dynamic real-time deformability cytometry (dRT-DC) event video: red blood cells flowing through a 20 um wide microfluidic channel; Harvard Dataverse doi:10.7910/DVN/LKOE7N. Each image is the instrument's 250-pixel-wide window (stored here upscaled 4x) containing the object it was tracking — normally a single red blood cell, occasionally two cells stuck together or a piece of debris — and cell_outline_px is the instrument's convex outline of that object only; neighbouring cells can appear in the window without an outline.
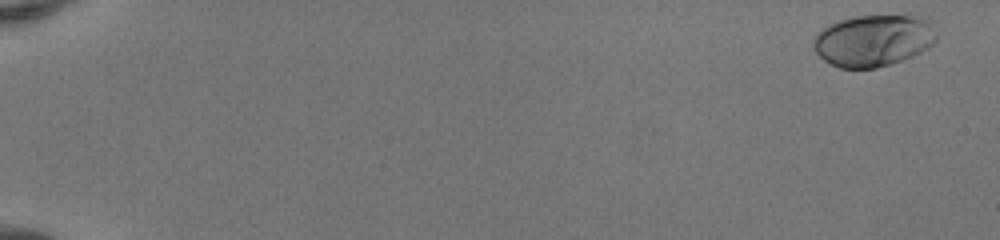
{"species": "human", "species_latin": "Homo sapiens", "temperature_condition": "room temperature", "stored_images_in_passage": 52, "camera_frame_rate_fps": 3000, "um_per_image_px": 0.085, "donor": {"sex": "female"}, "frame": {"image": 1, "passage_image": 2, "time_ms": 0.333, "image_size_px": [1000, 240], "cell_outline_px": [[936, 40], [928, 48], [904, 60], [892, 64], [876, 68], [840, 68], [824, 60], [812, 48], [812, 36], [820, 28], [828, 24], [840, 20], [856, 16], [916, 16], [932, 20], [936, 36]], "centroid_in_image_um": [74.21, 3.44], "position_along_channel_um": 10.8, "area_um2": 37.51}}
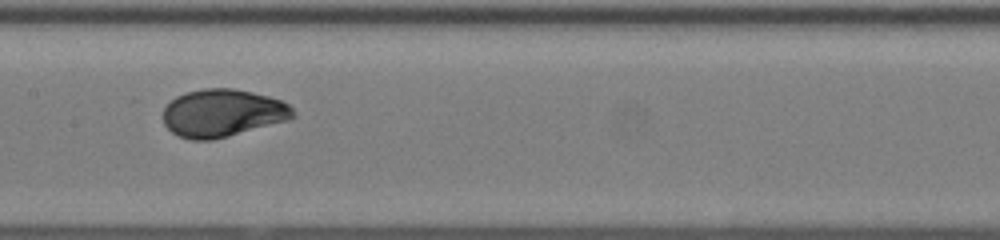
{"frame": {"image": 2, "passage_image": 29, "time_ms": 9.333, "image_size_px": [1000, 240], "cell_outline_px": [[296, 116], [288, 120], [228, 136], [212, 140], [192, 140], [180, 136], [172, 132], [164, 124], [164, 108], [176, 96], [188, 92], [204, 88], [232, 88], [252, 92], [268, 96], [280, 100], [288, 104], [296, 112]], "centroid_in_image_um": [18.93, 9.61], "position_along_channel_um": 188.5, "area_um2": 35.89}}
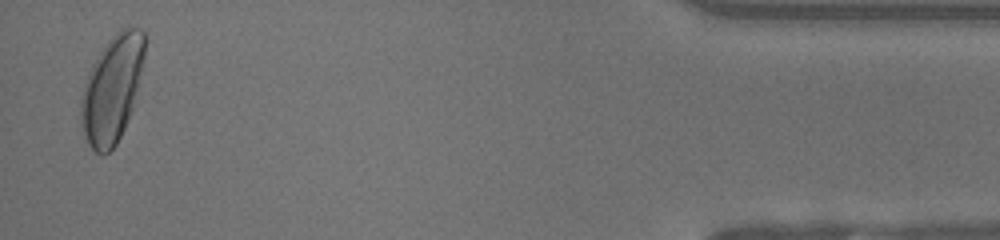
{"frame": {"image": 3, "passage_image": 51, "time_ms": 16.667, "image_size_px": [1000, 240], "cell_outline_px": [[144, 56], [132, 108], [124, 128], [116, 144], [104, 156], [100, 156], [88, 144], [84, 136], [80, 116], [80, 96], [84, 84], [92, 64], [108, 40], [120, 28], [128, 24], [140, 28], [144, 32]], "centroid_in_image_um": [9.5, 7.54], "position_along_channel_um": 425.7, "area_um2": 39.54}, "authors_computed_cell_mechanics": {"area_um2": 35.6915, "velocity_mm_per_s": 4.1364, "shape_relaxation_time_tau1_ms": 3.0609, "shape_relaxation_time_tau2_ms": null, "deformation_change_tau1": 0.1607, "deformation_change_tau2": null}}